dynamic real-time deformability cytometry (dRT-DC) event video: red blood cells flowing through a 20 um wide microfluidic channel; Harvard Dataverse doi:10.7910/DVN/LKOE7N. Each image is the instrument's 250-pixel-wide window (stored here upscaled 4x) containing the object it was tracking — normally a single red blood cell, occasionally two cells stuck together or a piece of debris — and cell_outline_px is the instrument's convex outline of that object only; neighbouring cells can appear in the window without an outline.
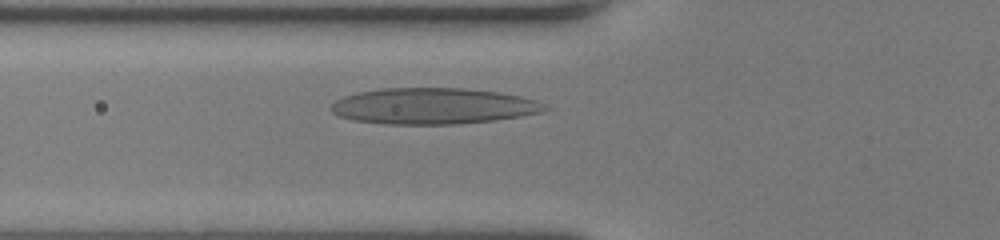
{"species": "human", "species_latin": "Homo sapiens", "temperature_condition": "room temperature", "stored_images_in_passage": 34, "camera_frame_rate_fps": 3000, "um_per_image_px": 0.085, "donor": {"sex": "female"}, "frame": {"image": 1, "passage_image": 10, "time_ms": 3.0, "image_size_px": [1000, 240], "cell_outline_px": [[552, 108], [540, 112], [520, 116], [492, 120], [456, 124], [384, 124], [356, 120], [340, 116], [332, 112], [328, 108], [336, 100], [344, 96], [356, 92], [380, 88], [464, 88], [496, 92], [520, 96], [536, 100]], "centroid_in_image_um": [36.79, 9.01], "position_along_channel_um": 89.0, "area_um2": 44.91}}
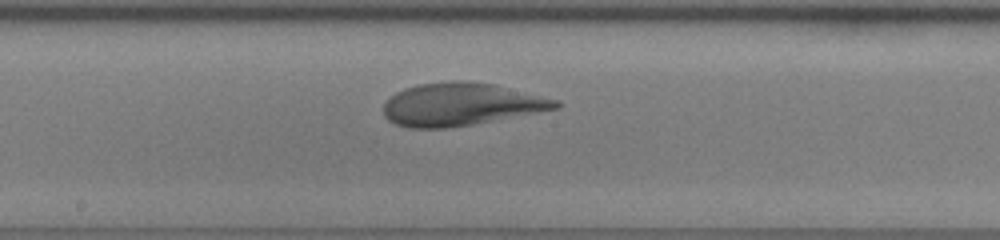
{"frame": {"image": 2, "passage_image": 19, "time_ms": 6.0, "image_size_px": [1000, 240], "cell_outline_px": [[560, 108], [472, 124], [444, 128], [408, 128], [396, 124], [388, 120], [384, 116], [384, 104], [396, 92], [404, 88], [420, 84], [452, 80], [492, 84], [560, 100]], "centroid_in_image_um": [39.17, 8.87], "position_along_channel_um": 209.0, "area_um2": 42.43}}
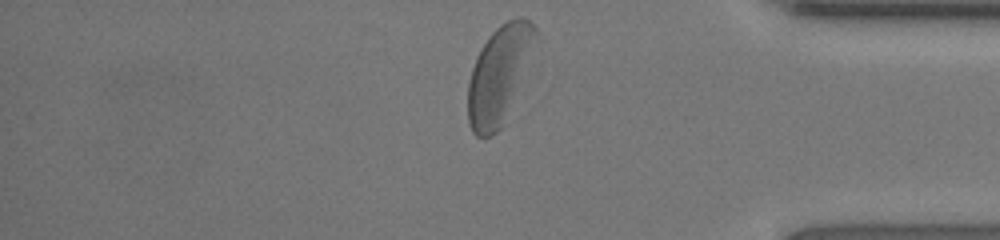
{"frame": {"image": 3, "passage_image": 34, "time_ms": 11.0, "image_size_px": [1000, 240], "cell_outline_px": [[536, 36], [500, 128], [496, 132], [488, 136], [476, 136], [472, 132], [468, 124], [468, 84], [472, 68], [476, 56], [480, 48], [488, 36], [500, 24], [516, 16], [520, 16], [528, 20], [536, 28]], "centroid_in_image_um": [42.33, 6.3], "position_along_channel_um": 392.9, "area_um2": 36.47}, "authors_computed_cell_mechanics": {"area_um2": 42.4252, "velocity_mm_per_s": 4.0004, "shape_relaxation_time_tau1_ms": 5.8393, "shape_relaxation_time_tau2_ms": null, "deformation_change_tau1": 0.266, "deformation_change_tau2": null}}